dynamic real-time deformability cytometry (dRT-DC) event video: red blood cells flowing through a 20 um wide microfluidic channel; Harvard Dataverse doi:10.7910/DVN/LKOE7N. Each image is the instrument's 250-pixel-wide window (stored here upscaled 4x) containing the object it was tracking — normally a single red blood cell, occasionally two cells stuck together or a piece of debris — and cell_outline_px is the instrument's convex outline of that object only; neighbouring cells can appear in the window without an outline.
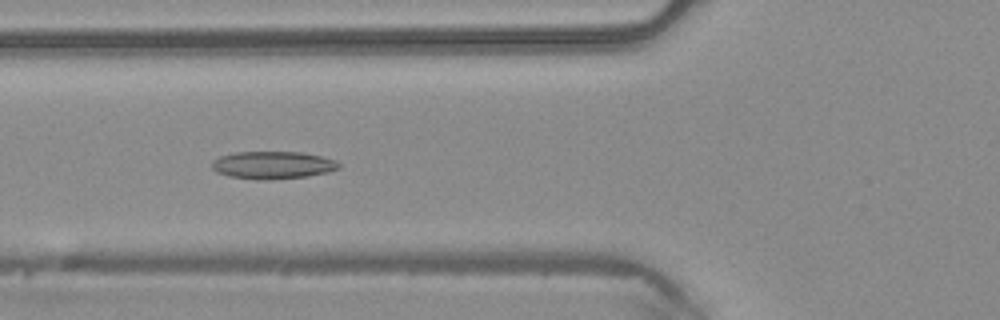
{"species": "common noctule bat (a hibernating species)", "species_latin": "Nyctalus noctula", "temperature_condition": "warm", "stored_images_in_passage": 36, "camera_frame_rate_fps": 3000, "um_per_image_px": 0.085, "animal": {"sex": "male", "body_mass_g": 20.4}, "frame": {"image": 1, "passage_image": 9, "time_ms": 2.667, "image_size_px": [1000, 320], "cell_outline_px": [[340, 168], [328, 172], [308, 176], [268, 180], [256, 180], [228, 176], [216, 172], [212, 168], [212, 160], [220, 156], [236, 152], [300, 152], [324, 156], [336, 160], [340, 164]], "centroid_in_image_um": [23.19, 14.03], "position_along_channel_um": 102.6, "area_um2": 20.63}}
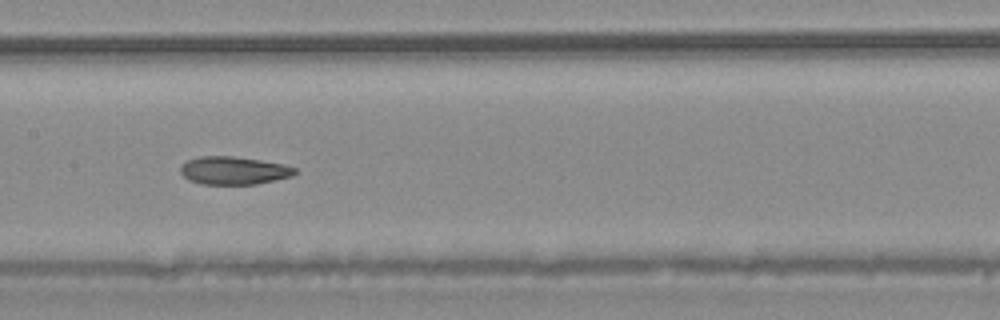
{"frame": {"image": 2, "passage_image": 15, "time_ms": 4.667, "image_size_px": [1000, 320], "cell_outline_px": [[296, 172], [292, 176], [276, 180], [256, 184], [200, 184], [188, 180], [180, 172], [180, 168], [188, 160], [200, 156], [236, 156], [284, 164], [296, 168]], "centroid_in_image_um": [19.87, 14.49], "position_along_channel_um": 187.5, "area_um2": 18.67}}
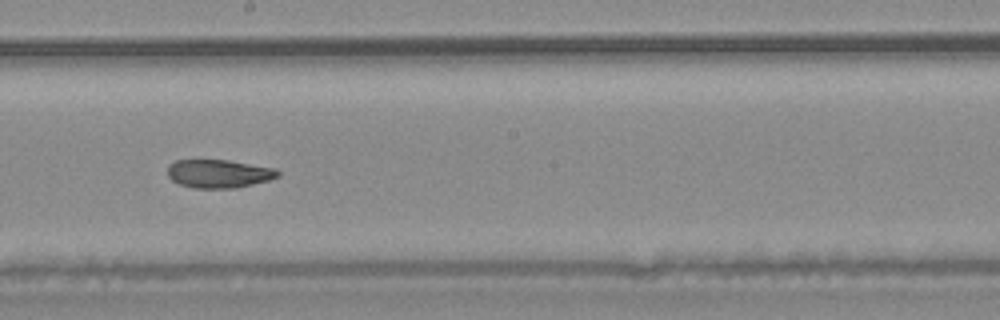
{"frame": {"image": 3, "passage_image": 18, "time_ms": 5.667, "image_size_px": [1000, 320], "cell_outline_px": [[280, 176], [268, 180], [236, 188], [196, 188], [180, 184], [172, 180], [168, 176], [168, 164], [176, 160], [228, 160], [276, 168], [280, 172]], "centroid_in_image_um": [18.61, 14.75], "position_along_channel_um": 229.6, "area_um2": 18.21}, "authors_computed_cell_mechanics": {"area_um2": 20.0277, "velocity_mm_per_s": 4.2155, "shape_relaxation_time_tau1_ms": 7.3423, "shape_relaxation_time_tau2_ms": 1.9653, "deformation_change_tau1": 0.2073, "deformation_change_tau2": 0.0851}}